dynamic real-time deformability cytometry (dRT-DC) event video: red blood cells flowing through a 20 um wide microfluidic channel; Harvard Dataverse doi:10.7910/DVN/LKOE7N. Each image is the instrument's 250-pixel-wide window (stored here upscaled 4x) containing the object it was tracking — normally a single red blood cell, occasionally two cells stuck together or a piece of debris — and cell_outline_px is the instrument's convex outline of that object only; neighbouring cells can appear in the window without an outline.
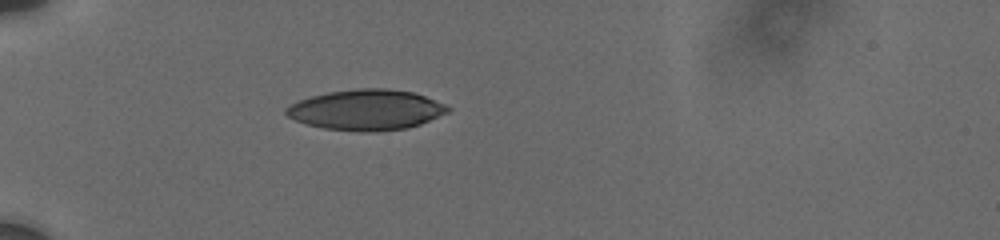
{"species": "human", "species_latin": "Homo sapiens", "temperature_condition": "cold", "stored_images_in_passage": 48, "camera_frame_rate_fps": 3000, "um_per_image_px": 0.085, "donor": {"sex": "male"}, "frame": {"image": 1, "passage_image": 1, "time_ms": 0.0, "image_size_px": [1000, 240], "cell_outline_px": [[452, 108], [448, 112], [420, 124], [408, 128], [376, 132], [360, 132], [324, 128], [308, 124], [296, 120], [288, 116], [284, 112], [284, 108], [296, 100], [328, 92], [356, 88], [388, 88], [412, 92], [424, 96], [444, 104]], "centroid_in_image_um": [31.11, 9.33], "position_along_channel_um": 53.9, "area_um2": 38.26}}
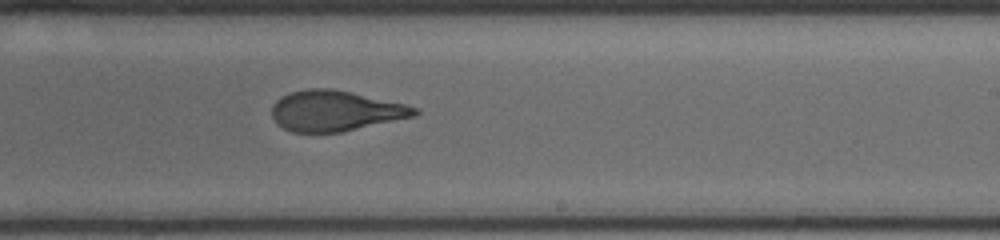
{"frame": {"image": 2, "passage_image": 26, "time_ms": 4.333, "image_size_px": [1000, 240], "cell_outline_px": [[420, 112], [416, 116], [340, 132], [292, 132], [276, 124], [272, 116], [272, 104], [280, 96], [292, 92], [308, 88], [332, 88], [352, 92], [404, 104], [416, 108]], "centroid_in_image_um": [28.47, 9.42], "position_along_channel_um": 260.5, "area_um2": 33.64}}
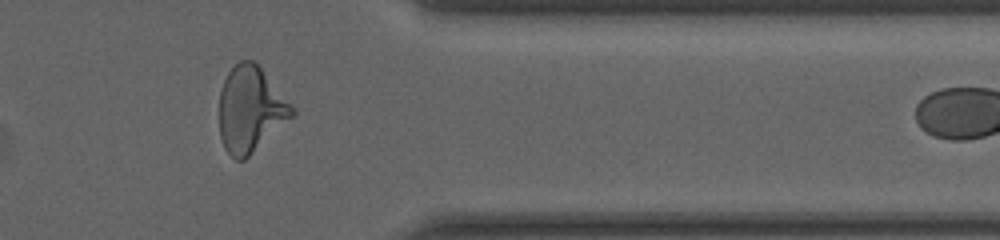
{"frame": {"image": 3, "passage_image": 44, "time_ms": 8.0, "image_size_px": [1000, 240], "cell_outline_px": [[296, 112], [292, 116], [244, 160], [236, 160], [224, 148], [220, 136], [220, 88], [228, 72], [240, 60], [252, 60], [260, 68]], "centroid_in_image_um": [21.24, 9.31], "position_along_channel_um": 390.2, "area_um2": 35.2}}